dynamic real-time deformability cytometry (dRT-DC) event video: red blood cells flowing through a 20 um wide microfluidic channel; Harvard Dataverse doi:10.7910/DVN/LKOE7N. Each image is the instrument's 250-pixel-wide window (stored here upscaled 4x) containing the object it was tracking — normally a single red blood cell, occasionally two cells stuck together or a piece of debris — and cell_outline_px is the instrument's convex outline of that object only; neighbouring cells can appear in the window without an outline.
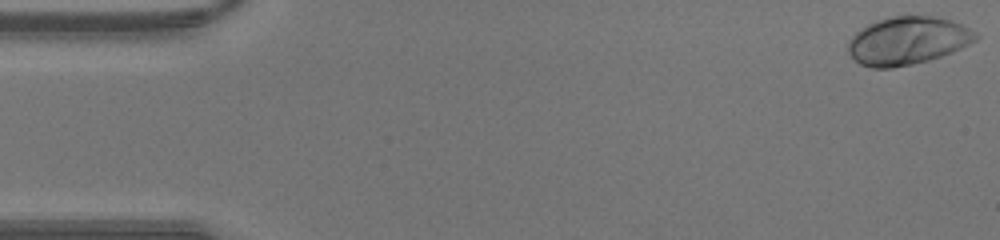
{"species": "human", "species_latin": "Homo sapiens", "temperature_condition": "warm", "stored_images_in_passage": 43, "camera_frame_rate_fps": 3000, "um_per_image_px": 0.085, "donor": {"sex": "male"}, "frame": {"image": 1, "passage_image": 1, "time_ms": 0.0, "image_size_px": [1000, 240], "cell_outline_px": [[980, 36], [976, 40], [952, 52], [928, 60], [912, 64], [892, 68], [872, 68], [860, 64], [848, 52], [848, 40], [860, 28], [876, 20], [892, 16], [932, 16], [952, 20], [964, 24], [976, 32]], "centroid_in_image_um": [77.15, 3.45], "position_along_channel_um": 7.8, "area_um2": 35.72}}
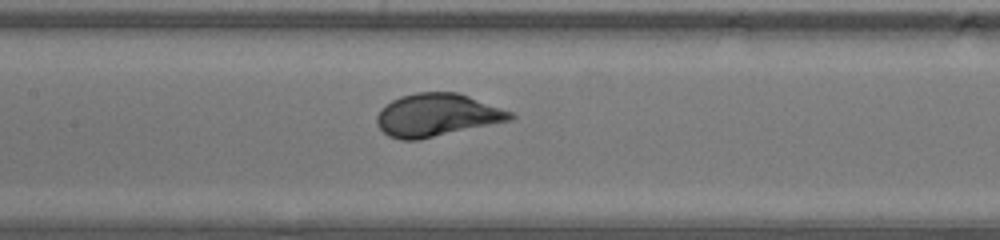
{"frame": {"image": 2, "passage_image": 20, "time_ms": 6.333, "image_size_px": [1000, 240], "cell_outline_px": [[516, 116], [512, 120], [420, 140], [400, 140], [388, 136], [376, 124], [376, 116], [380, 108], [392, 100], [400, 96], [416, 92], [456, 92], [468, 96], [512, 112]], "centroid_in_image_um": [37.11, 9.79], "position_along_channel_um": 170.3, "area_um2": 33.41}}
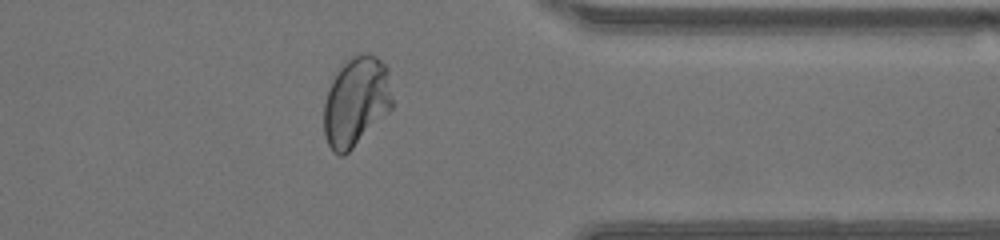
{"frame": {"image": 3, "passage_image": 34, "time_ms": 11.0, "image_size_px": [1000, 240], "cell_outline_px": [[392, 108], [344, 156], [340, 156], [332, 152], [328, 144], [324, 132], [324, 104], [328, 88], [332, 80], [348, 56], [356, 52], [368, 52], [376, 56], [388, 68], [392, 100]], "centroid_in_image_um": [30.26, 8.59], "position_along_channel_um": 381.1, "area_um2": 35.84}}